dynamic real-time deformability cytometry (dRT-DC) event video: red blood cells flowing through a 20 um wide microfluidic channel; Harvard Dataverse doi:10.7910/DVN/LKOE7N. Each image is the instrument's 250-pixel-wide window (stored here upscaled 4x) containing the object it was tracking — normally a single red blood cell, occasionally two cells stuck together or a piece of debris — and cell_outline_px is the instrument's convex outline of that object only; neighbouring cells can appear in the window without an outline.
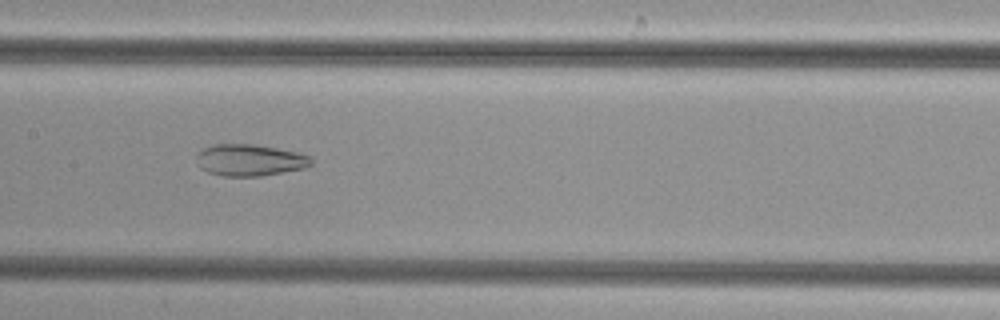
{"species": "common noctule bat (a hibernating species)", "species_latin": "Nyctalus noctula", "temperature_condition": "cold", "stored_images_in_passage": 42, "camera_frame_rate_fps": 3000, "um_per_image_px": 0.085, "animal": {"sex": "female", "body_mass_g": 29.2, "forearm_length_mm": 56.3}, "frame": {"image": 1, "passage_image": 16, "time_ms": 5.0, "image_size_px": [1000, 320], "cell_outline_px": [[312, 164], [304, 168], [260, 176], [220, 176], [208, 172], [200, 168], [196, 156], [204, 148], [212, 144], [256, 144], [296, 152], [308, 156], [312, 160]], "centroid_in_image_um": [21.2, 13.61], "position_along_channel_um": 186.2, "area_um2": 21.04}}
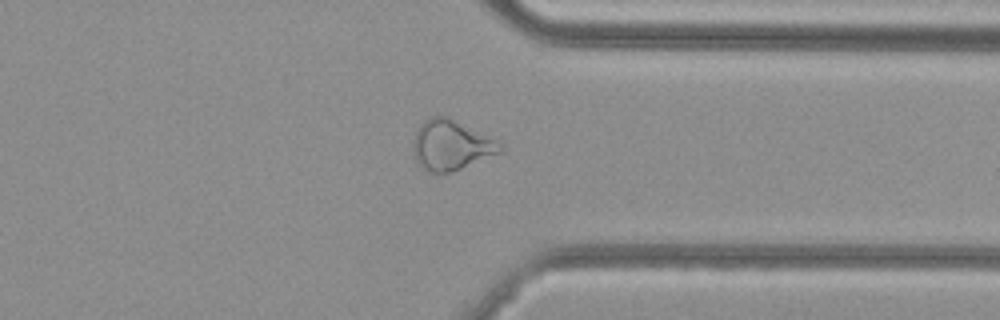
{"frame": {"image": 2, "passage_image": 30, "time_ms": 9.667, "image_size_px": [1000, 320], "cell_outline_px": [[504, 148], [500, 152], [460, 168], [448, 172], [428, 172], [420, 168], [416, 164], [412, 144], [416, 132], [420, 124], [424, 120], [432, 116], [448, 116], [500, 140], [504, 144]], "centroid_in_image_um": [38.34, 12.31], "position_along_channel_um": 373.1, "area_um2": 25.61}}
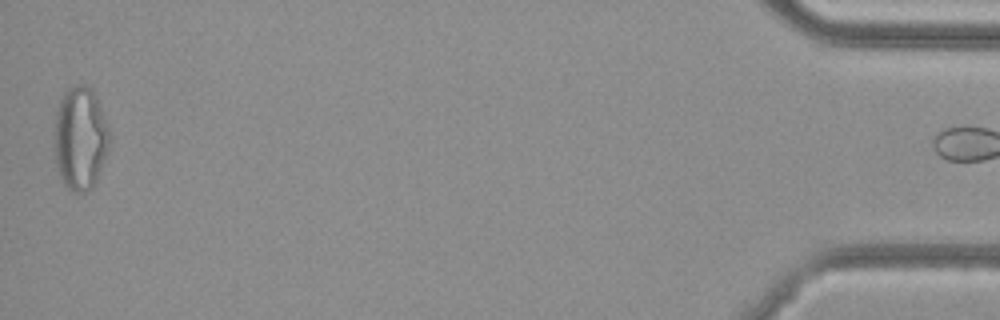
{"frame": {"image": 3, "passage_image": 41, "time_ms": 13.333, "image_size_px": [1000, 320], "cell_outline_px": [[112, 136], [108, 148], [96, 180], [92, 188], [84, 192], [72, 192], [60, 180], [56, 164], [56, 112], [60, 100], [64, 92], [68, 88], [80, 84], [88, 84], [92, 88]], "centroid_in_image_um": [6.84, 11.75], "position_along_channel_um": 428.4, "area_um2": 32.95}}